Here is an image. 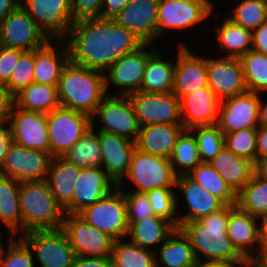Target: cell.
<instances>
[{
    "instance_id": "1",
    "label": "cell",
    "mask_w": 267,
    "mask_h": 267,
    "mask_svg": "<svg viewBox=\"0 0 267 267\" xmlns=\"http://www.w3.org/2000/svg\"><path fill=\"white\" fill-rule=\"evenodd\" d=\"M68 47L69 61L105 72L123 55L132 53L144 42L114 19H84L74 22L63 39Z\"/></svg>"
},
{
    "instance_id": "2",
    "label": "cell",
    "mask_w": 267,
    "mask_h": 267,
    "mask_svg": "<svg viewBox=\"0 0 267 267\" xmlns=\"http://www.w3.org/2000/svg\"><path fill=\"white\" fill-rule=\"evenodd\" d=\"M234 205H226L217 212L179 227L190 239L197 261L201 256L203 260L247 261L227 234L229 214Z\"/></svg>"
},
{
    "instance_id": "3",
    "label": "cell",
    "mask_w": 267,
    "mask_h": 267,
    "mask_svg": "<svg viewBox=\"0 0 267 267\" xmlns=\"http://www.w3.org/2000/svg\"><path fill=\"white\" fill-rule=\"evenodd\" d=\"M57 87L61 107L86 113L90 117L107 95L104 73L71 61L64 66Z\"/></svg>"
},
{
    "instance_id": "4",
    "label": "cell",
    "mask_w": 267,
    "mask_h": 267,
    "mask_svg": "<svg viewBox=\"0 0 267 267\" xmlns=\"http://www.w3.org/2000/svg\"><path fill=\"white\" fill-rule=\"evenodd\" d=\"M19 199L23 233L61 228L65 212L57 203L46 180L20 182Z\"/></svg>"
},
{
    "instance_id": "5",
    "label": "cell",
    "mask_w": 267,
    "mask_h": 267,
    "mask_svg": "<svg viewBox=\"0 0 267 267\" xmlns=\"http://www.w3.org/2000/svg\"><path fill=\"white\" fill-rule=\"evenodd\" d=\"M78 215L91 226L119 240L128 234L126 198L118 186L93 205L81 210Z\"/></svg>"
},
{
    "instance_id": "6",
    "label": "cell",
    "mask_w": 267,
    "mask_h": 267,
    "mask_svg": "<svg viewBox=\"0 0 267 267\" xmlns=\"http://www.w3.org/2000/svg\"><path fill=\"white\" fill-rule=\"evenodd\" d=\"M126 177L135 184L134 191L139 193L175 187L177 178L169 158L144 153L137 148Z\"/></svg>"
},
{
    "instance_id": "7",
    "label": "cell",
    "mask_w": 267,
    "mask_h": 267,
    "mask_svg": "<svg viewBox=\"0 0 267 267\" xmlns=\"http://www.w3.org/2000/svg\"><path fill=\"white\" fill-rule=\"evenodd\" d=\"M47 125L50 155L61 157L91 127V117L80 111L59 107L47 114Z\"/></svg>"
},
{
    "instance_id": "8",
    "label": "cell",
    "mask_w": 267,
    "mask_h": 267,
    "mask_svg": "<svg viewBox=\"0 0 267 267\" xmlns=\"http://www.w3.org/2000/svg\"><path fill=\"white\" fill-rule=\"evenodd\" d=\"M37 256L41 267H71L76 257L64 231L59 229L32 230L20 234Z\"/></svg>"
},
{
    "instance_id": "9",
    "label": "cell",
    "mask_w": 267,
    "mask_h": 267,
    "mask_svg": "<svg viewBox=\"0 0 267 267\" xmlns=\"http://www.w3.org/2000/svg\"><path fill=\"white\" fill-rule=\"evenodd\" d=\"M94 117H98L103 124L98 131L113 133L137 141L140 124L128 96H116L108 93L91 116V123H95Z\"/></svg>"
},
{
    "instance_id": "10",
    "label": "cell",
    "mask_w": 267,
    "mask_h": 267,
    "mask_svg": "<svg viewBox=\"0 0 267 267\" xmlns=\"http://www.w3.org/2000/svg\"><path fill=\"white\" fill-rule=\"evenodd\" d=\"M50 40L21 5L0 22L2 47L33 51Z\"/></svg>"
},
{
    "instance_id": "11",
    "label": "cell",
    "mask_w": 267,
    "mask_h": 267,
    "mask_svg": "<svg viewBox=\"0 0 267 267\" xmlns=\"http://www.w3.org/2000/svg\"><path fill=\"white\" fill-rule=\"evenodd\" d=\"M61 229L76 256H111L115 239L91 226L78 214H65Z\"/></svg>"
},
{
    "instance_id": "12",
    "label": "cell",
    "mask_w": 267,
    "mask_h": 267,
    "mask_svg": "<svg viewBox=\"0 0 267 267\" xmlns=\"http://www.w3.org/2000/svg\"><path fill=\"white\" fill-rule=\"evenodd\" d=\"M52 156L12 142L8 148L0 175L19 182L44 181L47 178Z\"/></svg>"
},
{
    "instance_id": "13",
    "label": "cell",
    "mask_w": 267,
    "mask_h": 267,
    "mask_svg": "<svg viewBox=\"0 0 267 267\" xmlns=\"http://www.w3.org/2000/svg\"><path fill=\"white\" fill-rule=\"evenodd\" d=\"M20 5L51 40H63L74 23L72 0H21Z\"/></svg>"
},
{
    "instance_id": "14",
    "label": "cell",
    "mask_w": 267,
    "mask_h": 267,
    "mask_svg": "<svg viewBox=\"0 0 267 267\" xmlns=\"http://www.w3.org/2000/svg\"><path fill=\"white\" fill-rule=\"evenodd\" d=\"M134 106L140 127L151 124L182 125L180 100L171 93H144L128 96Z\"/></svg>"
},
{
    "instance_id": "15",
    "label": "cell",
    "mask_w": 267,
    "mask_h": 267,
    "mask_svg": "<svg viewBox=\"0 0 267 267\" xmlns=\"http://www.w3.org/2000/svg\"><path fill=\"white\" fill-rule=\"evenodd\" d=\"M150 45L144 44L138 50L123 55L105 72L106 92L110 83L121 88L118 90L121 96H129L140 90L148 58L156 51Z\"/></svg>"
},
{
    "instance_id": "16",
    "label": "cell",
    "mask_w": 267,
    "mask_h": 267,
    "mask_svg": "<svg viewBox=\"0 0 267 267\" xmlns=\"http://www.w3.org/2000/svg\"><path fill=\"white\" fill-rule=\"evenodd\" d=\"M210 0H160L158 6V37L166 30L190 28L212 14Z\"/></svg>"
},
{
    "instance_id": "17",
    "label": "cell",
    "mask_w": 267,
    "mask_h": 267,
    "mask_svg": "<svg viewBox=\"0 0 267 267\" xmlns=\"http://www.w3.org/2000/svg\"><path fill=\"white\" fill-rule=\"evenodd\" d=\"M8 121L13 142L50 154L47 114L24 110L14 104Z\"/></svg>"
},
{
    "instance_id": "18",
    "label": "cell",
    "mask_w": 267,
    "mask_h": 267,
    "mask_svg": "<svg viewBox=\"0 0 267 267\" xmlns=\"http://www.w3.org/2000/svg\"><path fill=\"white\" fill-rule=\"evenodd\" d=\"M260 95L247 91L221 100L217 125L223 134L258 128Z\"/></svg>"
},
{
    "instance_id": "19",
    "label": "cell",
    "mask_w": 267,
    "mask_h": 267,
    "mask_svg": "<svg viewBox=\"0 0 267 267\" xmlns=\"http://www.w3.org/2000/svg\"><path fill=\"white\" fill-rule=\"evenodd\" d=\"M102 167L108 176L122 189L128 174L136 141L113 133L98 131Z\"/></svg>"
},
{
    "instance_id": "20",
    "label": "cell",
    "mask_w": 267,
    "mask_h": 267,
    "mask_svg": "<svg viewBox=\"0 0 267 267\" xmlns=\"http://www.w3.org/2000/svg\"><path fill=\"white\" fill-rule=\"evenodd\" d=\"M207 79L208 87L221 100L249 91L239 58L207 59Z\"/></svg>"
},
{
    "instance_id": "21",
    "label": "cell",
    "mask_w": 267,
    "mask_h": 267,
    "mask_svg": "<svg viewBox=\"0 0 267 267\" xmlns=\"http://www.w3.org/2000/svg\"><path fill=\"white\" fill-rule=\"evenodd\" d=\"M160 0H131L114 18L121 26L138 36L144 44L158 38V6Z\"/></svg>"
},
{
    "instance_id": "22",
    "label": "cell",
    "mask_w": 267,
    "mask_h": 267,
    "mask_svg": "<svg viewBox=\"0 0 267 267\" xmlns=\"http://www.w3.org/2000/svg\"><path fill=\"white\" fill-rule=\"evenodd\" d=\"M221 99L207 86L180 99L181 120L185 130L197 126L216 125Z\"/></svg>"
},
{
    "instance_id": "23",
    "label": "cell",
    "mask_w": 267,
    "mask_h": 267,
    "mask_svg": "<svg viewBox=\"0 0 267 267\" xmlns=\"http://www.w3.org/2000/svg\"><path fill=\"white\" fill-rule=\"evenodd\" d=\"M174 69L172 93L180 100L183 96L208 86L207 58L194 55L179 43Z\"/></svg>"
},
{
    "instance_id": "24",
    "label": "cell",
    "mask_w": 267,
    "mask_h": 267,
    "mask_svg": "<svg viewBox=\"0 0 267 267\" xmlns=\"http://www.w3.org/2000/svg\"><path fill=\"white\" fill-rule=\"evenodd\" d=\"M116 187V183L102 167L81 168L80 175L73 187L71 214H78L87 206L93 205L102 199Z\"/></svg>"
},
{
    "instance_id": "25",
    "label": "cell",
    "mask_w": 267,
    "mask_h": 267,
    "mask_svg": "<svg viewBox=\"0 0 267 267\" xmlns=\"http://www.w3.org/2000/svg\"><path fill=\"white\" fill-rule=\"evenodd\" d=\"M182 191L189 212L177 216L179 227L187 222L197 221L200 218L217 212L224 208L226 204L218 197L212 195L205 188L193 181L188 175H181L176 178V185Z\"/></svg>"
},
{
    "instance_id": "26",
    "label": "cell",
    "mask_w": 267,
    "mask_h": 267,
    "mask_svg": "<svg viewBox=\"0 0 267 267\" xmlns=\"http://www.w3.org/2000/svg\"><path fill=\"white\" fill-rule=\"evenodd\" d=\"M258 218L241 210L236 204L231 208L227 234L236 250L250 262L261 248ZM258 243V250L248 249ZM255 254V255H254Z\"/></svg>"
},
{
    "instance_id": "27",
    "label": "cell",
    "mask_w": 267,
    "mask_h": 267,
    "mask_svg": "<svg viewBox=\"0 0 267 267\" xmlns=\"http://www.w3.org/2000/svg\"><path fill=\"white\" fill-rule=\"evenodd\" d=\"M183 125L151 124L140 127L136 148L144 153L170 158Z\"/></svg>"
},
{
    "instance_id": "28",
    "label": "cell",
    "mask_w": 267,
    "mask_h": 267,
    "mask_svg": "<svg viewBox=\"0 0 267 267\" xmlns=\"http://www.w3.org/2000/svg\"><path fill=\"white\" fill-rule=\"evenodd\" d=\"M51 41L35 50L34 82L58 86L61 72L69 61V52L64 40H56L60 44L59 50Z\"/></svg>"
},
{
    "instance_id": "29",
    "label": "cell",
    "mask_w": 267,
    "mask_h": 267,
    "mask_svg": "<svg viewBox=\"0 0 267 267\" xmlns=\"http://www.w3.org/2000/svg\"><path fill=\"white\" fill-rule=\"evenodd\" d=\"M81 168L66 162L61 157H52L46 181L57 203L65 214H71V200L74 183L80 175Z\"/></svg>"
},
{
    "instance_id": "30",
    "label": "cell",
    "mask_w": 267,
    "mask_h": 267,
    "mask_svg": "<svg viewBox=\"0 0 267 267\" xmlns=\"http://www.w3.org/2000/svg\"><path fill=\"white\" fill-rule=\"evenodd\" d=\"M209 164L237 194L247 184L254 172V163L237 156L225 146Z\"/></svg>"
},
{
    "instance_id": "31",
    "label": "cell",
    "mask_w": 267,
    "mask_h": 267,
    "mask_svg": "<svg viewBox=\"0 0 267 267\" xmlns=\"http://www.w3.org/2000/svg\"><path fill=\"white\" fill-rule=\"evenodd\" d=\"M158 255L156 267H195L197 262L190 239L180 228L160 246Z\"/></svg>"
},
{
    "instance_id": "32",
    "label": "cell",
    "mask_w": 267,
    "mask_h": 267,
    "mask_svg": "<svg viewBox=\"0 0 267 267\" xmlns=\"http://www.w3.org/2000/svg\"><path fill=\"white\" fill-rule=\"evenodd\" d=\"M175 63L164 61L156 50L146 63L143 81L140 87L144 93H171L174 84Z\"/></svg>"
},
{
    "instance_id": "33",
    "label": "cell",
    "mask_w": 267,
    "mask_h": 267,
    "mask_svg": "<svg viewBox=\"0 0 267 267\" xmlns=\"http://www.w3.org/2000/svg\"><path fill=\"white\" fill-rule=\"evenodd\" d=\"M14 97L15 105L28 111L49 114L61 107L58 87L48 84L31 83Z\"/></svg>"
},
{
    "instance_id": "34",
    "label": "cell",
    "mask_w": 267,
    "mask_h": 267,
    "mask_svg": "<svg viewBox=\"0 0 267 267\" xmlns=\"http://www.w3.org/2000/svg\"><path fill=\"white\" fill-rule=\"evenodd\" d=\"M19 189V181L0 175V220L10 229L12 236L19 230L23 234Z\"/></svg>"
},
{
    "instance_id": "35",
    "label": "cell",
    "mask_w": 267,
    "mask_h": 267,
    "mask_svg": "<svg viewBox=\"0 0 267 267\" xmlns=\"http://www.w3.org/2000/svg\"><path fill=\"white\" fill-rule=\"evenodd\" d=\"M176 227L168 220L151 216L131 224L128 228L129 241L142 248L149 249L152 245H161L173 233ZM149 247V248H148Z\"/></svg>"
},
{
    "instance_id": "36",
    "label": "cell",
    "mask_w": 267,
    "mask_h": 267,
    "mask_svg": "<svg viewBox=\"0 0 267 267\" xmlns=\"http://www.w3.org/2000/svg\"><path fill=\"white\" fill-rule=\"evenodd\" d=\"M218 44L226 51L223 57L240 58L253 47V31L236 25L227 17L215 27Z\"/></svg>"
},
{
    "instance_id": "37",
    "label": "cell",
    "mask_w": 267,
    "mask_h": 267,
    "mask_svg": "<svg viewBox=\"0 0 267 267\" xmlns=\"http://www.w3.org/2000/svg\"><path fill=\"white\" fill-rule=\"evenodd\" d=\"M66 162L74 164L80 168L101 167V147L100 140L94 131V123L82 135L81 139L62 156Z\"/></svg>"
},
{
    "instance_id": "38",
    "label": "cell",
    "mask_w": 267,
    "mask_h": 267,
    "mask_svg": "<svg viewBox=\"0 0 267 267\" xmlns=\"http://www.w3.org/2000/svg\"><path fill=\"white\" fill-rule=\"evenodd\" d=\"M115 240L110 256L112 267H156L154 250L145 249L137 244Z\"/></svg>"
},
{
    "instance_id": "39",
    "label": "cell",
    "mask_w": 267,
    "mask_h": 267,
    "mask_svg": "<svg viewBox=\"0 0 267 267\" xmlns=\"http://www.w3.org/2000/svg\"><path fill=\"white\" fill-rule=\"evenodd\" d=\"M190 133V130H184L181 133L169 158L173 171L177 177L188 175L194 168L202 163L198 151L197 140L195 136Z\"/></svg>"
},
{
    "instance_id": "40",
    "label": "cell",
    "mask_w": 267,
    "mask_h": 267,
    "mask_svg": "<svg viewBox=\"0 0 267 267\" xmlns=\"http://www.w3.org/2000/svg\"><path fill=\"white\" fill-rule=\"evenodd\" d=\"M188 176L226 205L237 203V194L208 162L200 163Z\"/></svg>"
},
{
    "instance_id": "41",
    "label": "cell",
    "mask_w": 267,
    "mask_h": 267,
    "mask_svg": "<svg viewBox=\"0 0 267 267\" xmlns=\"http://www.w3.org/2000/svg\"><path fill=\"white\" fill-rule=\"evenodd\" d=\"M236 205L243 211L259 218L267 212V179L255 172L251 180L237 193Z\"/></svg>"
},
{
    "instance_id": "42",
    "label": "cell",
    "mask_w": 267,
    "mask_h": 267,
    "mask_svg": "<svg viewBox=\"0 0 267 267\" xmlns=\"http://www.w3.org/2000/svg\"><path fill=\"white\" fill-rule=\"evenodd\" d=\"M239 60L248 90L258 94L267 91V55L250 50Z\"/></svg>"
},
{
    "instance_id": "43",
    "label": "cell",
    "mask_w": 267,
    "mask_h": 267,
    "mask_svg": "<svg viewBox=\"0 0 267 267\" xmlns=\"http://www.w3.org/2000/svg\"><path fill=\"white\" fill-rule=\"evenodd\" d=\"M231 13L229 20L254 31L267 21V0H241Z\"/></svg>"
},
{
    "instance_id": "44",
    "label": "cell",
    "mask_w": 267,
    "mask_h": 267,
    "mask_svg": "<svg viewBox=\"0 0 267 267\" xmlns=\"http://www.w3.org/2000/svg\"><path fill=\"white\" fill-rule=\"evenodd\" d=\"M198 131L195 135L198 144V151L202 162H210L224 147V134L219 126H197L190 129V132Z\"/></svg>"
},
{
    "instance_id": "45",
    "label": "cell",
    "mask_w": 267,
    "mask_h": 267,
    "mask_svg": "<svg viewBox=\"0 0 267 267\" xmlns=\"http://www.w3.org/2000/svg\"><path fill=\"white\" fill-rule=\"evenodd\" d=\"M155 216L164 218L179 228L176 217L178 208L177 196L172 188H158L146 193Z\"/></svg>"
},
{
    "instance_id": "46",
    "label": "cell",
    "mask_w": 267,
    "mask_h": 267,
    "mask_svg": "<svg viewBox=\"0 0 267 267\" xmlns=\"http://www.w3.org/2000/svg\"><path fill=\"white\" fill-rule=\"evenodd\" d=\"M258 128H248L224 134V146L237 156L256 163Z\"/></svg>"
},
{
    "instance_id": "47",
    "label": "cell",
    "mask_w": 267,
    "mask_h": 267,
    "mask_svg": "<svg viewBox=\"0 0 267 267\" xmlns=\"http://www.w3.org/2000/svg\"><path fill=\"white\" fill-rule=\"evenodd\" d=\"M35 50L26 51L17 62L12 71L9 82L6 84L15 96L22 89L34 83Z\"/></svg>"
},
{
    "instance_id": "48",
    "label": "cell",
    "mask_w": 267,
    "mask_h": 267,
    "mask_svg": "<svg viewBox=\"0 0 267 267\" xmlns=\"http://www.w3.org/2000/svg\"><path fill=\"white\" fill-rule=\"evenodd\" d=\"M5 250L7 253H5ZM2 249L0 253V267H34L32 251L28 245L20 238L8 241V248Z\"/></svg>"
},
{
    "instance_id": "49",
    "label": "cell",
    "mask_w": 267,
    "mask_h": 267,
    "mask_svg": "<svg viewBox=\"0 0 267 267\" xmlns=\"http://www.w3.org/2000/svg\"><path fill=\"white\" fill-rule=\"evenodd\" d=\"M126 198L128 225L155 216L146 193L124 192Z\"/></svg>"
},
{
    "instance_id": "50",
    "label": "cell",
    "mask_w": 267,
    "mask_h": 267,
    "mask_svg": "<svg viewBox=\"0 0 267 267\" xmlns=\"http://www.w3.org/2000/svg\"><path fill=\"white\" fill-rule=\"evenodd\" d=\"M103 0H72L73 22L84 19L101 18Z\"/></svg>"
},
{
    "instance_id": "51",
    "label": "cell",
    "mask_w": 267,
    "mask_h": 267,
    "mask_svg": "<svg viewBox=\"0 0 267 267\" xmlns=\"http://www.w3.org/2000/svg\"><path fill=\"white\" fill-rule=\"evenodd\" d=\"M26 51L14 48H0V83L7 84L20 57Z\"/></svg>"
},
{
    "instance_id": "52",
    "label": "cell",
    "mask_w": 267,
    "mask_h": 267,
    "mask_svg": "<svg viewBox=\"0 0 267 267\" xmlns=\"http://www.w3.org/2000/svg\"><path fill=\"white\" fill-rule=\"evenodd\" d=\"M15 104V97L5 84L0 83V116L7 121Z\"/></svg>"
},
{
    "instance_id": "53",
    "label": "cell",
    "mask_w": 267,
    "mask_h": 267,
    "mask_svg": "<svg viewBox=\"0 0 267 267\" xmlns=\"http://www.w3.org/2000/svg\"><path fill=\"white\" fill-rule=\"evenodd\" d=\"M131 0H103L101 18L114 19Z\"/></svg>"
},
{
    "instance_id": "54",
    "label": "cell",
    "mask_w": 267,
    "mask_h": 267,
    "mask_svg": "<svg viewBox=\"0 0 267 267\" xmlns=\"http://www.w3.org/2000/svg\"><path fill=\"white\" fill-rule=\"evenodd\" d=\"M71 267H112L110 257L76 256Z\"/></svg>"
},
{
    "instance_id": "55",
    "label": "cell",
    "mask_w": 267,
    "mask_h": 267,
    "mask_svg": "<svg viewBox=\"0 0 267 267\" xmlns=\"http://www.w3.org/2000/svg\"><path fill=\"white\" fill-rule=\"evenodd\" d=\"M6 124L7 127L5 128ZM12 142V131L9 121L7 120L0 125V169L4 162L8 148Z\"/></svg>"
},
{
    "instance_id": "56",
    "label": "cell",
    "mask_w": 267,
    "mask_h": 267,
    "mask_svg": "<svg viewBox=\"0 0 267 267\" xmlns=\"http://www.w3.org/2000/svg\"><path fill=\"white\" fill-rule=\"evenodd\" d=\"M252 50L267 55V21L253 31Z\"/></svg>"
},
{
    "instance_id": "57",
    "label": "cell",
    "mask_w": 267,
    "mask_h": 267,
    "mask_svg": "<svg viewBox=\"0 0 267 267\" xmlns=\"http://www.w3.org/2000/svg\"><path fill=\"white\" fill-rule=\"evenodd\" d=\"M248 261H227V260H203L196 262L195 267H247ZM237 265V266H236Z\"/></svg>"
},
{
    "instance_id": "58",
    "label": "cell",
    "mask_w": 267,
    "mask_h": 267,
    "mask_svg": "<svg viewBox=\"0 0 267 267\" xmlns=\"http://www.w3.org/2000/svg\"><path fill=\"white\" fill-rule=\"evenodd\" d=\"M265 156H267V127H258L256 161Z\"/></svg>"
},
{
    "instance_id": "59",
    "label": "cell",
    "mask_w": 267,
    "mask_h": 267,
    "mask_svg": "<svg viewBox=\"0 0 267 267\" xmlns=\"http://www.w3.org/2000/svg\"><path fill=\"white\" fill-rule=\"evenodd\" d=\"M21 0H0V22L20 6Z\"/></svg>"
},
{
    "instance_id": "60",
    "label": "cell",
    "mask_w": 267,
    "mask_h": 267,
    "mask_svg": "<svg viewBox=\"0 0 267 267\" xmlns=\"http://www.w3.org/2000/svg\"><path fill=\"white\" fill-rule=\"evenodd\" d=\"M249 263L252 267H267V247H261Z\"/></svg>"
},
{
    "instance_id": "61",
    "label": "cell",
    "mask_w": 267,
    "mask_h": 267,
    "mask_svg": "<svg viewBox=\"0 0 267 267\" xmlns=\"http://www.w3.org/2000/svg\"><path fill=\"white\" fill-rule=\"evenodd\" d=\"M258 219H261V223L259 224L261 247H267V212L262 214Z\"/></svg>"
},
{
    "instance_id": "62",
    "label": "cell",
    "mask_w": 267,
    "mask_h": 267,
    "mask_svg": "<svg viewBox=\"0 0 267 267\" xmlns=\"http://www.w3.org/2000/svg\"><path fill=\"white\" fill-rule=\"evenodd\" d=\"M255 173L263 178L267 179V156L258 158L256 163L254 164Z\"/></svg>"
},
{
    "instance_id": "63",
    "label": "cell",
    "mask_w": 267,
    "mask_h": 267,
    "mask_svg": "<svg viewBox=\"0 0 267 267\" xmlns=\"http://www.w3.org/2000/svg\"><path fill=\"white\" fill-rule=\"evenodd\" d=\"M258 127H267V103L260 98Z\"/></svg>"
},
{
    "instance_id": "64",
    "label": "cell",
    "mask_w": 267,
    "mask_h": 267,
    "mask_svg": "<svg viewBox=\"0 0 267 267\" xmlns=\"http://www.w3.org/2000/svg\"><path fill=\"white\" fill-rule=\"evenodd\" d=\"M5 120L0 116V125L4 122Z\"/></svg>"
}]
</instances>
